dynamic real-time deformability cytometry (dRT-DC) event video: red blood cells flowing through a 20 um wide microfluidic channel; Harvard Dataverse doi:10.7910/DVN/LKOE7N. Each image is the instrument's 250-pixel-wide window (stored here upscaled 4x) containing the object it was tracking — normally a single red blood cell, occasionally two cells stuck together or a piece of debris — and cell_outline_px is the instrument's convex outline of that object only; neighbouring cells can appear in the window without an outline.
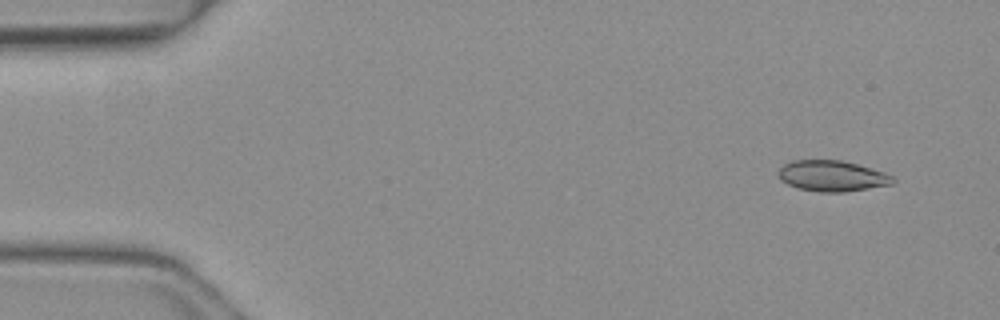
{"species": "common noctule bat (a hibernating species)", "species_latin": "Nyctalus noctula", "temperature_condition": "warm", "stored_images_in_passage": 47, "camera_frame_rate_fps": 3000, "um_per_image_px": 0.085, "animal": {"sex": "female", "body_mass_g": 19.3, "forearm_length_mm": 54.1}, "frame": {"image": 1, "passage_image": 1, "time_ms": 0.0, "image_size_px": [1000, 320], "cell_outline_px": [[896, 180], [892, 184], [844, 192], [820, 192], [800, 188], [788, 184], [780, 180], [780, 168], [784, 164], [792, 160], [840, 160], [856, 164], [884, 172], [892, 176]], "centroid_in_image_um": [70.74, 14.95], "position_along_channel_um": 14.3, "area_um2": 20.29}}
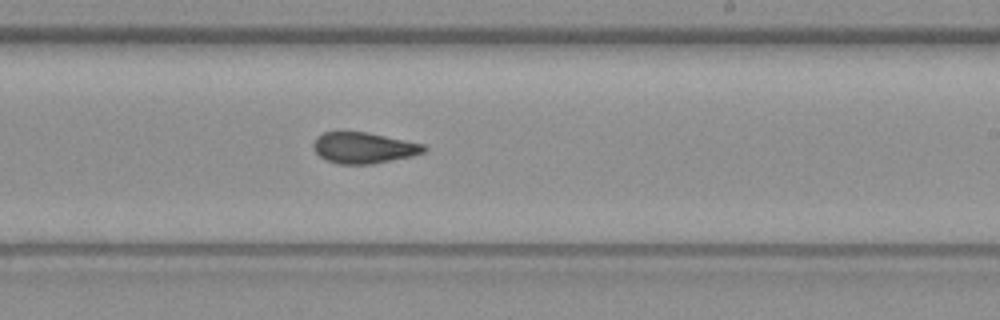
{"frame": {"image": 2, "passage_image": 27, "time_ms": 8.667, "image_size_px": [1000, 320], "cell_outline_px": [[428, 148], [424, 152], [412, 156], [372, 164], [340, 164], [328, 160], [320, 156], [312, 148], [312, 144], [316, 136], [324, 132], [368, 132], [424, 144]], "centroid_in_image_um": [30.91, 12.56], "position_along_channel_um": 258.1, "area_um2": 20.0}}
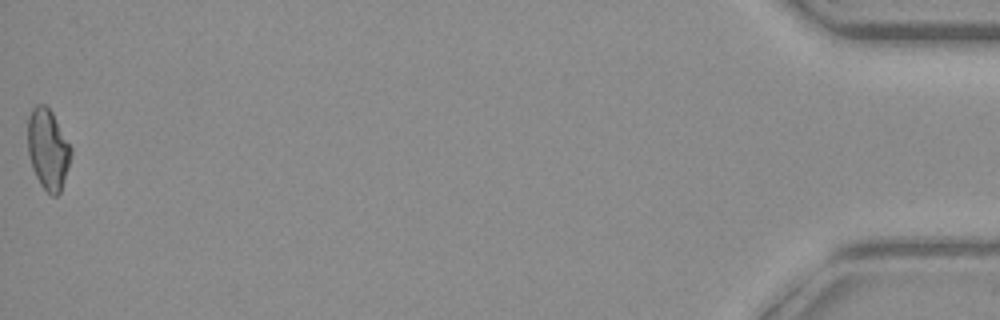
{"frame": {"image": 3, "passage_image": 47, "time_ms": 15.333, "image_size_px": [1000, 320], "cell_outline_px": [[72, 152], [60, 192], [56, 196], [52, 196], [40, 184], [32, 168], [28, 156], [28, 116], [32, 108], [36, 104], [44, 104], [52, 112], [72, 148]], "centroid_in_image_um": [4.06, 12.66], "position_along_channel_um": 431.1, "area_um2": 20.17}, "authors_computed_cell_mechanics": {"area_um2": 20.519, "velocity_mm_per_s": 4.1577, "shape_relaxation_time_tau1_ms": null, "shape_relaxation_time_tau2_ms": 1.8646, "deformation_change_tau1": null, "deformation_change_tau2": 0.0717}}